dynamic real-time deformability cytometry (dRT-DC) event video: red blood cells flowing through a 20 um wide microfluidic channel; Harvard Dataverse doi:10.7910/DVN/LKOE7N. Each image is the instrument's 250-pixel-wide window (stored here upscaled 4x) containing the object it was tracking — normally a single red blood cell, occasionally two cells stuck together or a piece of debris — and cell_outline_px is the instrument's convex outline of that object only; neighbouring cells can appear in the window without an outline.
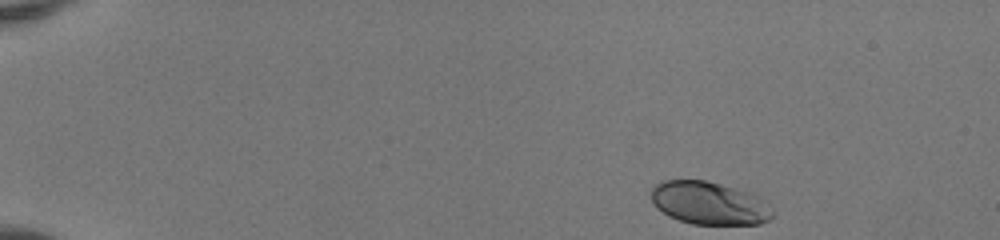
{"species": "human", "species_latin": "Homo sapiens", "temperature_condition": "room temperature", "stored_images_in_passage": 44, "camera_frame_rate_fps": 3000, "um_per_image_px": 0.085, "donor": {"sex": "female"}, "frame": {"image": 1, "passage_image": 1, "time_ms": 0.0, "image_size_px": [1000, 240], "cell_outline_px": [[776, 212], [768, 220], [760, 224], [692, 224], [668, 216], [656, 208], [652, 204], [652, 184], [660, 180], [708, 180], [736, 188], [748, 192], [756, 196]], "centroid_in_image_um": [60.23, 17.26], "position_along_channel_um": 24.8, "area_um2": 30.52}}
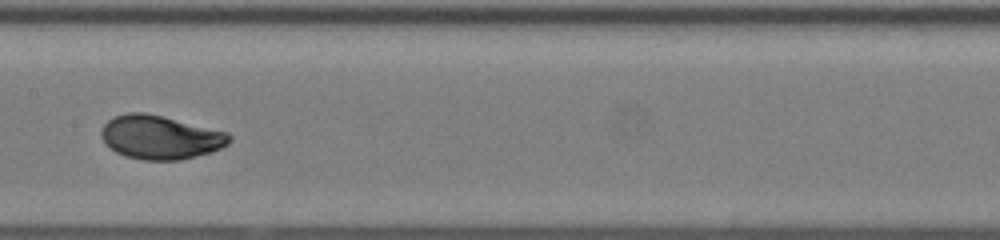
{"frame": {"image": 2, "passage_image": 22, "time_ms": 7.0, "image_size_px": [1000, 240], "cell_outline_px": [[232, 140], [228, 144], [212, 152], [180, 160], [144, 160], [124, 156], [116, 152], [104, 144], [100, 136], [100, 132], [104, 124], [108, 120], [116, 116], [128, 112], [144, 112], [228, 132], [232, 136]], "centroid_in_image_um": [13.61, 11.68], "position_along_channel_um": 193.8, "area_um2": 32.71}}
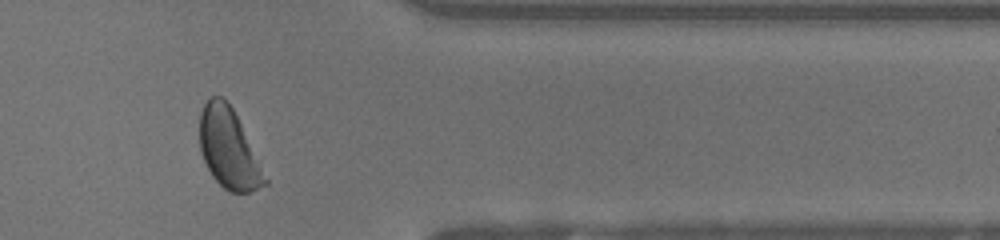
{"frame": {"image": 3, "passage_image": 37, "time_ms": 12.0, "image_size_px": [1000, 240], "cell_outline_px": [[268, 184], [248, 192], [228, 192], [212, 176], [200, 152], [200, 112], [204, 104], [212, 96], [220, 96], [232, 108], [268, 180]], "centroid_in_image_um": [19.42, 12.66], "position_along_channel_um": 392.0, "area_um2": 29.65}, "authors_computed_cell_mechanics": {"area_um2": 31.9634, "velocity_mm_per_s": 4.138, "shape_relaxation_time_tau1_ms": 2.6925, "shape_relaxation_time_tau2_ms": null, "deformation_change_tau1": 0.1602, "deformation_change_tau2": null}}